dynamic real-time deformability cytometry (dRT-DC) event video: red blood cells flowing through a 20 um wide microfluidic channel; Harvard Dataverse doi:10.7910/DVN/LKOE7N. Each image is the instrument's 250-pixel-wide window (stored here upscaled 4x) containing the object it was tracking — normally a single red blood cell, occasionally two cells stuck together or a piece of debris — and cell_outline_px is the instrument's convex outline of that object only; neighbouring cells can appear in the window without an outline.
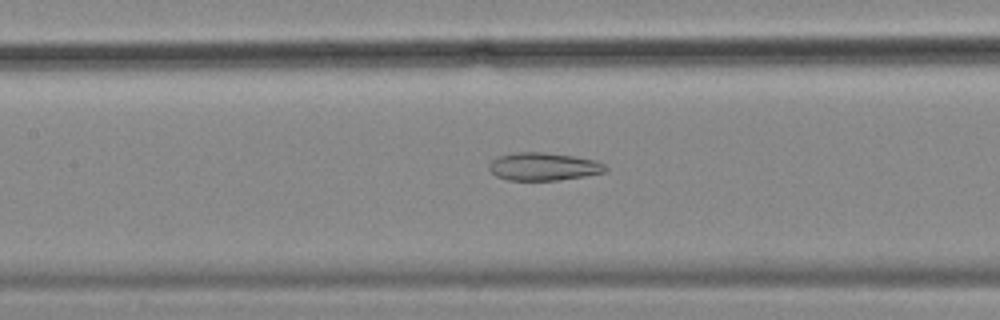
{"species": "common noctule bat (a hibernating species)", "species_latin": "Nyctalus noctula", "temperature_condition": "cold", "stored_images_in_passage": 41, "camera_frame_rate_fps": 3000, "um_per_image_px": 0.085, "animal": {"sex": "female", "body_mass_g": 18.4}, "frame": {"image": 1, "passage_image": 10, "time_ms": 3.0, "image_size_px": [1000, 320], "cell_outline_px": [[608, 168], [604, 172], [584, 176], [556, 180], [508, 180], [496, 176], [488, 168], [488, 164], [492, 160], [500, 156], [516, 152], [544, 152], [576, 156], [596, 160], [604, 164]], "centroid_in_image_um": [46.2, 14.15], "position_along_channel_um": 161.2, "area_um2": 18.9}}
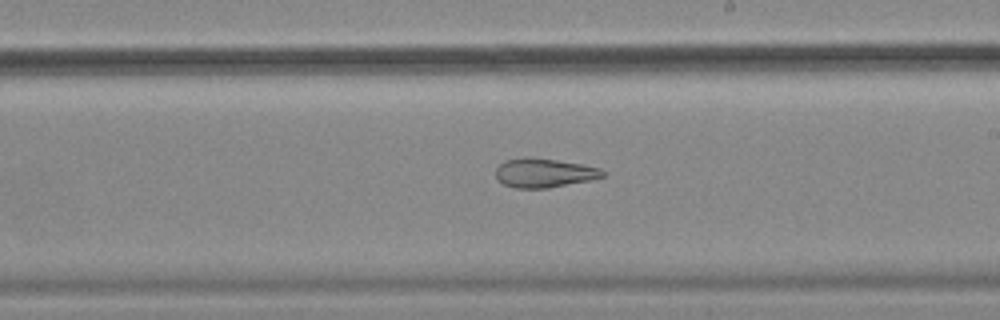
{"frame": {"image": 2, "passage_image": 17, "time_ms": 5.333, "image_size_px": [1000, 320], "cell_outline_px": [[604, 176], [588, 180], [548, 188], [516, 188], [504, 184], [496, 176], [496, 168], [504, 160], [528, 156], [584, 164], [600, 168], [604, 172]], "centroid_in_image_um": [46.23, 14.68], "position_along_channel_um": 242.8, "area_um2": 18.03}}
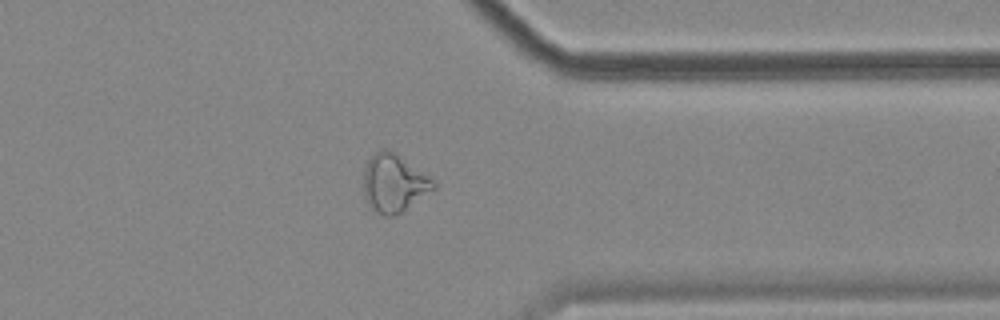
{"frame": {"image": 3, "passage_image": 29, "time_ms": 9.333, "image_size_px": [1000, 320], "cell_outline_px": [[436, 188], [400, 212], [392, 216], [384, 216], [368, 208], [364, 200], [364, 168], [368, 160], [376, 152], [384, 148], [388, 148], [432, 180], [436, 184]], "centroid_in_image_um": [33.42, 15.6], "position_along_channel_um": 378.0, "area_um2": 23.18}, "authors_computed_cell_mechanics": {"area_um2": 20.3456, "velocity_mm_per_s": 3.5187, "shape_relaxation_time_tau1_ms": null, "shape_relaxation_time_tau2_ms": 3.7759, "deformation_change_tau1": null, "deformation_change_tau2": 0.1259}}